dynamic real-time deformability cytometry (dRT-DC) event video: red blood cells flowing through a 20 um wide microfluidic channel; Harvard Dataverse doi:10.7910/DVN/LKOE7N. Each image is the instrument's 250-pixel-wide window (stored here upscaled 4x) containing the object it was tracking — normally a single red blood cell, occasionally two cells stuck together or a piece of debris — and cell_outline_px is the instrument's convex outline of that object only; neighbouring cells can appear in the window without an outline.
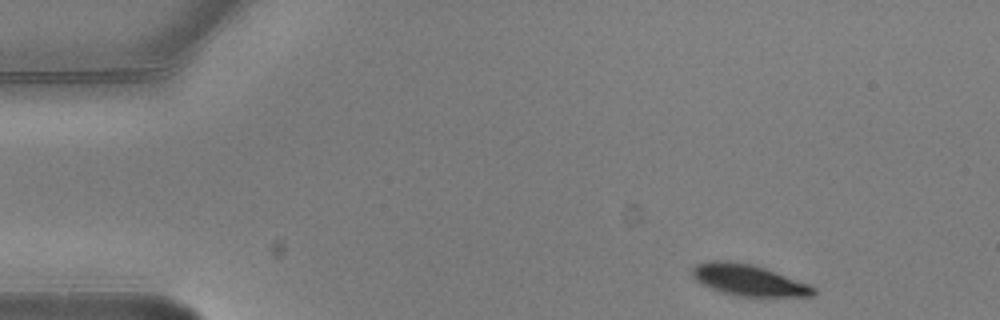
{"species": "common noctule bat (a hibernating species)", "species_latin": "Nyctalus noctula", "temperature_condition": "warm", "stored_images_in_passage": 4, "camera_frame_rate_fps": 3000, "um_per_image_px": 0.085, "animal": {"sex": "male", "body_mass_g": 20.5, "forearm_length_mm": 52.5}, "frame": {"image": 1, "passage_image": 1, "time_ms": 0.0, "image_size_px": [1000, 320], "cell_outline_px": [[816, 292], [812, 296], [740, 296], [724, 292], [700, 284], [692, 276], [692, 268], [696, 264], [716, 260], [752, 264], [776, 272], [808, 284], [816, 288]], "centroid_in_image_um": [63.62, 23.81], "position_along_channel_um": 21.4, "area_um2": 21.62}}
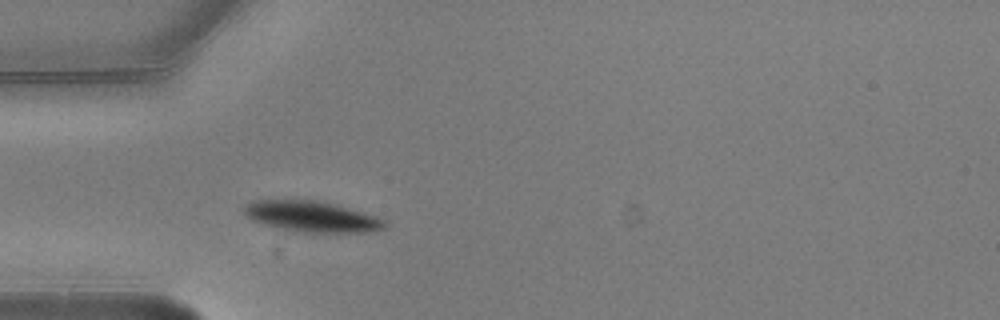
{"frame": {"image": 2, "passage_image": 4, "time_ms": 1.0, "image_size_px": [1000, 320], "cell_outline_px": [[388, 224], [384, 228], [376, 232], [304, 232], [276, 228], [252, 220], [244, 212], [244, 208], [248, 204], [256, 200], [312, 200], [332, 204], [376, 216], [384, 220]], "centroid_in_image_um": [26.52, 18.42], "position_along_channel_um": 58.5, "area_um2": 24.85}}